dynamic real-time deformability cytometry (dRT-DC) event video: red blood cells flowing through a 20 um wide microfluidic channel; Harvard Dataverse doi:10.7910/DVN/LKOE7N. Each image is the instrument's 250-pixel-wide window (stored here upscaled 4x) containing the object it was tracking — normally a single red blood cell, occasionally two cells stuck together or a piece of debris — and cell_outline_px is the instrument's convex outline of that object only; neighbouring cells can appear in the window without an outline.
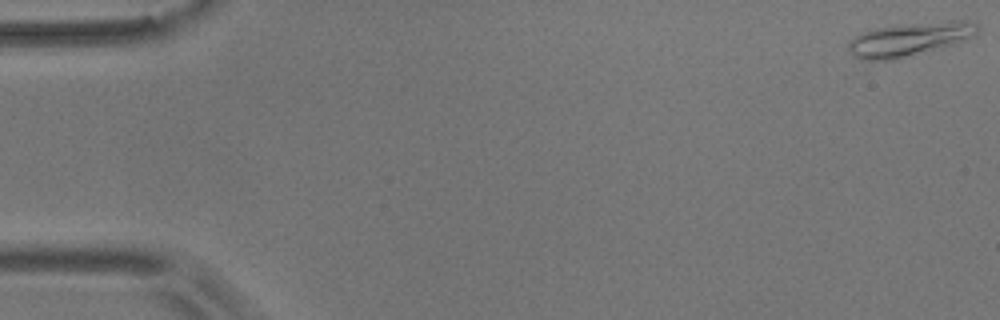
{"species": "common noctule bat (a hibernating species)", "species_latin": "Nyctalus noctula", "temperature_condition": "room temperature", "stored_images_in_passage": 14, "camera_frame_rate_fps": 3000, "um_per_image_px": 0.085, "animal": {"sex": "male", "body_mass_g": 17.9}, "frame": {"image": 1, "passage_image": 1, "time_ms": 0.0, "image_size_px": [1000, 320], "cell_outline_px": [[980, 28], [976, 36], [956, 44], [944, 48], [892, 60], [860, 60], [852, 56], [848, 48], [848, 40], [860, 32], [876, 28], [900, 24], [952, 20], [972, 20], [980, 24]], "centroid_in_image_um": [77.37, 3.32], "position_along_channel_um": 7.6, "area_um2": 26.18}}